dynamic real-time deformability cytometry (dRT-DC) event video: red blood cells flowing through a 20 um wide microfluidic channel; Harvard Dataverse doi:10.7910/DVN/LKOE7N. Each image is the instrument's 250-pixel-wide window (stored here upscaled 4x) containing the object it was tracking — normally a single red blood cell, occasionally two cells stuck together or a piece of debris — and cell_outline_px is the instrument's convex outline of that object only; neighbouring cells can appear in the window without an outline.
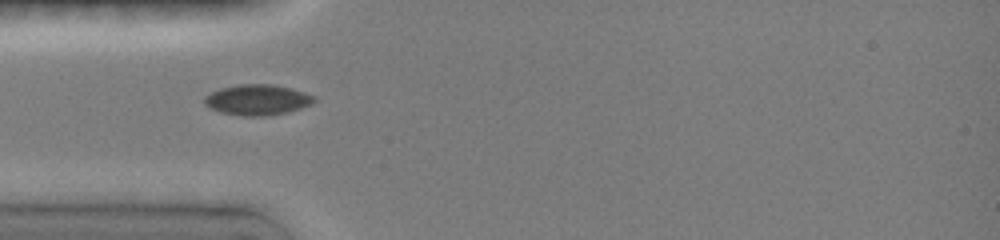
{"species": "common noctule bat (a hibernating species)", "species_latin": "Nyctalus noctula", "temperature_condition": "room temperature", "stored_images_in_passage": 12, "camera_frame_rate_fps": 3000, "um_per_image_px": 0.085, "animal": {"sex": "female", "body_mass_g": 19.0, "forearm_length_mm": 51.5}, "frame": {"image": 1, "passage_image": 1, "time_ms": 0.0, "image_size_px": [1000, 240], "cell_outline_px": [[316, 100], [312, 104], [288, 112], [268, 116], [240, 116], [220, 112], [208, 108], [204, 104], [204, 96], [220, 88], [240, 84], [268, 84], [288, 88], [304, 92], [316, 96]], "centroid_in_image_um": [21.85, 8.5], "position_along_channel_um": 63.1, "area_um2": 19.65}}
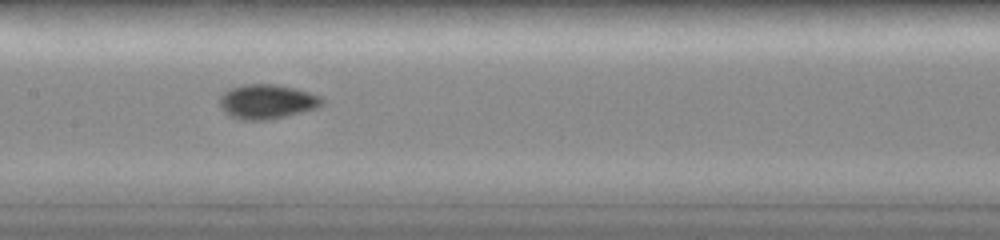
{"frame": {"image": 2, "passage_image": 4, "time_ms": 3.0, "image_size_px": [1000, 240], "cell_outline_px": [[324, 104], [316, 108], [268, 120], [240, 120], [224, 112], [220, 104], [220, 96], [224, 92], [232, 88], [244, 84], [276, 84], [308, 92], [320, 96], [324, 100]], "centroid_in_image_um": [22.68, 8.64], "position_along_channel_um": 184.7, "area_um2": 20.35}}
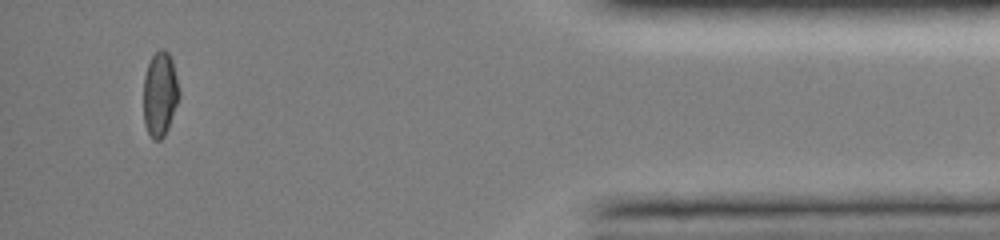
{"frame": {"image": 3, "passage_image": 11, "time_ms": 10.0, "image_size_px": [1000, 240], "cell_outline_px": [[180, 96], [168, 128], [164, 136], [160, 140], [152, 140], [144, 124], [144, 76], [148, 64], [152, 56], [160, 48], [164, 48], [168, 52], [172, 60], [180, 92]], "centroid_in_image_um": [13.6, 8.0], "position_along_channel_um": 421.6, "area_um2": 17.63}, "authors_computed_cell_mechanics": {"area_um2": 18.2937, "velocity_mm_per_s": 4.0456, "shape_relaxation_time_tau1_ms": 2.1948, "shape_relaxation_time_tau2_ms": null, "deformation_change_tau1": 0.0948, "deformation_change_tau2": null}}